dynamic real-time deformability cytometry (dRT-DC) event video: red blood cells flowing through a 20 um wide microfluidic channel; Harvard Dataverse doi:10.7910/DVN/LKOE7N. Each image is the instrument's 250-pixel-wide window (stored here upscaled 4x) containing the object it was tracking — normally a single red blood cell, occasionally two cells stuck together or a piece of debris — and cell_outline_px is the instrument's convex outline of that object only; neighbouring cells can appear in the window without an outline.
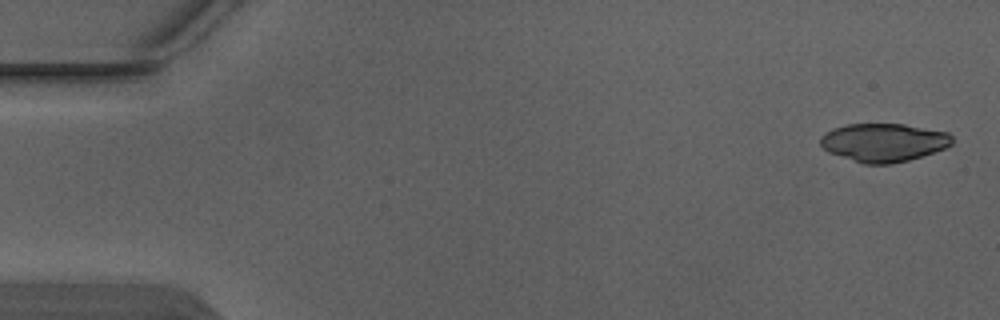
{"species": "Egyptian fruit bat (a non-hibernating species)", "species_latin": "Rousettus aegyptiacus", "temperature_condition": "warm", "stored_images_in_passage": 4, "camera_frame_rate_fps": 3000, "um_per_image_px": 0.085, "animal": {"sex": "male"}, "frame": {"image": 1, "passage_image": 1, "time_ms": 0.0, "image_size_px": [1000, 320], "cell_outline_px": [[952, 144], [944, 148], [908, 160], [892, 164], [864, 164], [828, 152], [820, 144], [820, 136], [832, 128], [848, 124], [904, 124], [948, 132], [952, 136]], "centroid_in_image_um": [75.08, 12.1], "position_along_channel_um": 9.9, "area_um2": 29.3}}
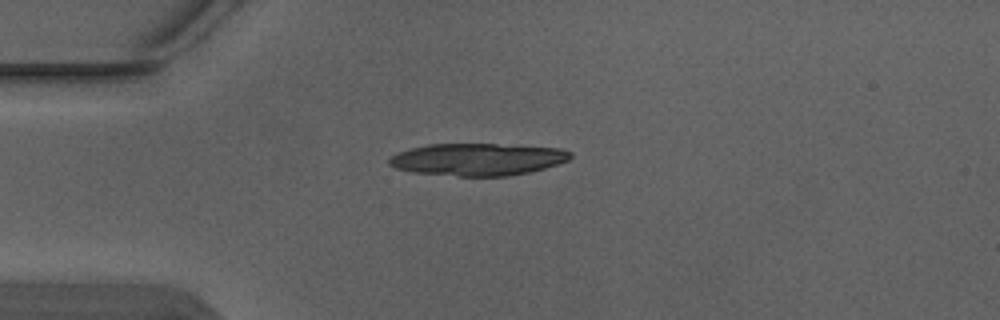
{"frame": {"image": 2, "passage_image": 4, "time_ms": 1.0, "image_size_px": [1000, 320], "cell_outline_px": [[572, 156], [568, 160], [544, 168], [528, 172], [508, 176], [456, 176], [412, 172], [396, 168], [388, 164], [388, 160], [392, 156], [400, 152], [412, 148], [428, 144], [496, 144], [560, 148], [572, 152]], "centroid_in_image_um": [40.59, 13.55], "position_along_channel_um": 44.4, "area_um2": 33.87}}